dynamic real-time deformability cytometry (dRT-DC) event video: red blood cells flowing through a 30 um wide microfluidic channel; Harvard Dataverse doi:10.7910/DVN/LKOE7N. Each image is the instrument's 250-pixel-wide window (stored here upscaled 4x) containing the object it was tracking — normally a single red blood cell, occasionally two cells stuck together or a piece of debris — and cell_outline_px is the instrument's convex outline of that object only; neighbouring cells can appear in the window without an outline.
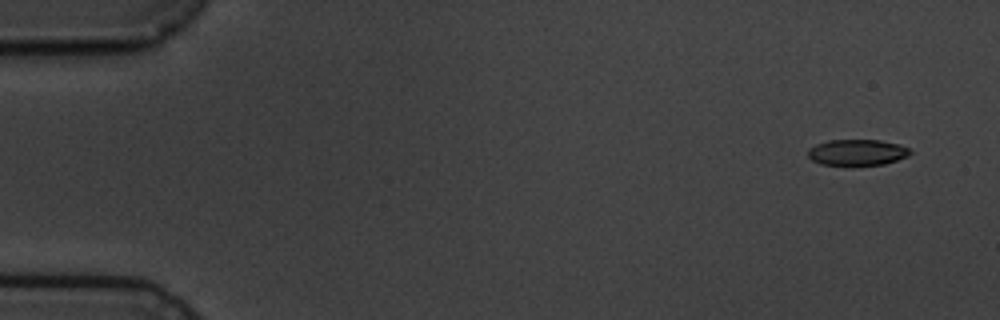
{"species": "common noctule bat (a hibernating species)", "species_latin": "Nyctalus noctula", "temperature_condition": "cold", "stored_images_in_passage": 4, "camera_frame_rate_fps": 3000, "um_per_image_px": 0.085, "animal": {"sex": "male", "body_mass_g": 19.5, "forearm_length_mm": 54.6}, "frame": {"image": 1, "passage_image": 1, "time_ms": 0.0, "image_size_px": [1000, 320], "cell_outline_px": [[912, 152], [908, 156], [884, 164], [820, 164], [812, 160], [808, 156], [808, 148], [816, 144], [828, 140], [880, 140], [900, 144], [908, 148]], "centroid_in_image_um": [72.86, 12.93], "position_along_channel_um": 12.1, "area_um2": 15.32}}
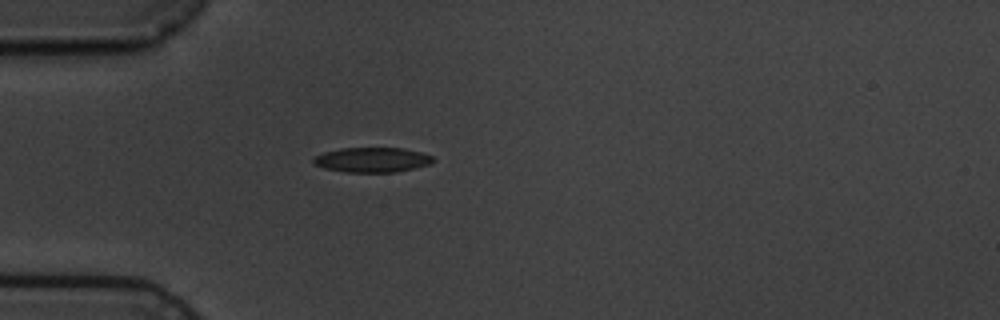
{"frame": {"image": 2, "passage_image": 4, "time_ms": 4.333, "image_size_px": [1000, 320], "cell_outline_px": [[436, 160], [432, 164], [396, 172], [344, 172], [324, 168], [316, 164], [312, 160], [316, 156], [324, 152], [340, 148], [404, 148], [420, 152], [432, 156]], "centroid_in_image_um": [31.67, 13.58], "position_along_channel_um": 53.3, "area_um2": 17.34}}